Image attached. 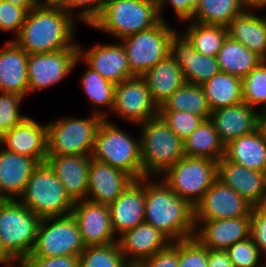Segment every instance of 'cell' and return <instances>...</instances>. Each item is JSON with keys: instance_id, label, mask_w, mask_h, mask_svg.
I'll return each instance as SVG.
<instances>
[{"instance_id": "6da1fadb", "label": "cell", "mask_w": 266, "mask_h": 267, "mask_svg": "<svg viewBox=\"0 0 266 267\" xmlns=\"http://www.w3.org/2000/svg\"><path fill=\"white\" fill-rule=\"evenodd\" d=\"M75 19L61 7L36 5L27 13L20 32L12 39L27 54L51 53L78 47Z\"/></svg>"}, {"instance_id": "7a4b0ae2", "label": "cell", "mask_w": 266, "mask_h": 267, "mask_svg": "<svg viewBox=\"0 0 266 267\" xmlns=\"http://www.w3.org/2000/svg\"><path fill=\"white\" fill-rule=\"evenodd\" d=\"M151 179V180H150ZM144 222L172 242L194 237V207L179 197L159 177L145 178Z\"/></svg>"}, {"instance_id": "3957f363", "label": "cell", "mask_w": 266, "mask_h": 267, "mask_svg": "<svg viewBox=\"0 0 266 267\" xmlns=\"http://www.w3.org/2000/svg\"><path fill=\"white\" fill-rule=\"evenodd\" d=\"M139 125L144 178L160 177L185 156L183 141L159 115Z\"/></svg>"}, {"instance_id": "277c9868", "label": "cell", "mask_w": 266, "mask_h": 267, "mask_svg": "<svg viewBox=\"0 0 266 267\" xmlns=\"http://www.w3.org/2000/svg\"><path fill=\"white\" fill-rule=\"evenodd\" d=\"M160 21L157 0H108L102 14L90 27L120 41L151 29Z\"/></svg>"}, {"instance_id": "5b68a950", "label": "cell", "mask_w": 266, "mask_h": 267, "mask_svg": "<svg viewBox=\"0 0 266 267\" xmlns=\"http://www.w3.org/2000/svg\"><path fill=\"white\" fill-rule=\"evenodd\" d=\"M92 158L118 168L134 179H143L140 139H133L115 123L103 119L99 125Z\"/></svg>"}, {"instance_id": "8992f818", "label": "cell", "mask_w": 266, "mask_h": 267, "mask_svg": "<svg viewBox=\"0 0 266 267\" xmlns=\"http://www.w3.org/2000/svg\"><path fill=\"white\" fill-rule=\"evenodd\" d=\"M18 200L40 219L69 215L74 206L63 184L46 162L33 169Z\"/></svg>"}, {"instance_id": "52a82bcc", "label": "cell", "mask_w": 266, "mask_h": 267, "mask_svg": "<svg viewBox=\"0 0 266 267\" xmlns=\"http://www.w3.org/2000/svg\"><path fill=\"white\" fill-rule=\"evenodd\" d=\"M40 220L19 200L0 201V246L11 259L31 254Z\"/></svg>"}, {"instance_id": "ba28073f", "label": "cell", "mask_w": 266, "mask_h": 267, "mask_svg": "<svg viewBox=\"0 0 266 267\" xmlns=\"http://www.w3.org/2000/svg\"><path fill=\"white\" fill-rule=\"evenodd\" d=\"M103 121L97 114L88 118L62 117L47 123V155H92L96 132Z\"/></svg>"}, {"instance_id": "9c48e42d", "label": "cell", "mask_w": 266, "mask_h": 267, "mask_svg": "<svg viewBox=\"0 0 266 267\" xmlns=\"http://www.w3.org/2000/svg\"><path fill=\"white\" fill-rule=\"evenodd\" d=\"M218 162L213 159L184 156L159 178L193 207L217 179Z\"/></svg>"}, {"instance_id": "30bf717a", "label": "cell", "mask_w": 266, "mask_h": 267, "mask_svg": "<svg viewBox=\"0 0 266 267\" xmlns=\"http://www.w3.org/2000/svg\"><path fill=\"white\" fill-rule=\"evenodd\" d=\"M177 31L161 20L151 29L126 36L120 40L127 53L130 72L142 76L148 69L170 54L172 36Z\"/></svg>"}, {"instance_id": "8fae6325", "label": "cell", "mask_w": 266, "mask_h": 267, "mask_svg": "<svg viewBox=\"0 0 266 267\" xmlns=\"http://www.w3.org/2000/svg\"><path fill=\"white\" fill-rule=\"evenodd\" d=\"M86 248L72 214L40 220L35 245L28 257H79Z\"/></svg>"}, {"instance_id": "7c38bea8", "label": "cell", "mask_w": 266, "mask_h": 267, "mask_svg": "<svg viewBox=\"0 0 266 267\" xmlns=\"http://www.w3.org/2000/svg\"><path fill=\"white\" fill-rule=\"evenodd\" d=\"M80 61L78 47H70L51 53L28 54V94L59 83L74 70Z\"/></svg>"}, {"instance_id": "4fadbf2b", "label": "cell", "mask_w": 266, "mask_h": 267, "mask_svg": "<svg viewBox=\"0 0 266 267\" xmlns=\"http://www.w3.org/2000/svg\"><path fill=\"white\" fill-rule=\"evenodd\" d=\"M158 111L159 107L152 100L146 82L141 76H134L116 84L111 113L114 112L129 123L141 124L158 116Z\"/></svg>"}, {"instance_id": "5bb4252c", "label": "cell", "mask_w": 266, "mask_h": 267, "mask_svg": "<svg viewBox=\"0 0 266 267\" xmlns=\"http://www.w3.org/2000/svg\"><path fill=\"white\" fill-rule=\"evenodd\" d=\"M253 206L218 178L194 207L195 227L203 220L251 215Z\"/></svg>"}, {"instance_id": "9a60e30c", "label": "cell", "mask_w": 266, "mask_h": 267, "mask_svg": "<svg viewBox=\"0 0 266 267\" xmlns=\"http://www.w3.org/2000/svg\"><path fill=\"white\" fill-rule=\"evenodd\" d=\"M86 247L117 242L108 205L83 200L75 202L71 212Z\"/></svg>"}, {"instance_id": "2e32d148", "label": "cell", "mask_w": 266, "mask_h": 267, "mask_svg": "<svg viewBox=\"0 0 266 267\" xmlns=\"http://www.w3.org/2000/svg\"><path fill=\"white\" fill-rule=\"evenodd\" d=\"M0 146L6 151L33 158L38 164L47 159V124L26 116L0 137Z\"/></svg>"}, {"instance_id": "e0dca14e", "label": "cell", "mask_w": 266, "mask_h": 267, "mask_svg": "<svg viewBox=\"0 0 266 267\" xmlns=\"http://www.w3.org/2000/svg\"><path fill=\"white\" fill-rule=\"evenodd\" d=\"M170 55L182 69L186 83L202 85L220 72L217 57L197 52L182 33L172 36Z\"/></svg>"}, {"instance_id": "ac0fdd59", "label": "cell", "mask_w": 266, "mask_h": 267, "mask_svg": "<svg viewBox=\"0 0 266 267\" xmlns=\"http://www.w3.org/2000/svg\"><path fill=\"white\" fill-rule=\"evenodd\" d=\"M251 215L203 220L195 227L194 237L207 249L226 250L238 241L250 237Z\"/></svg>"}, {"instance_id": "d6986e66", "label": "cell", "mask_w": 266, "mask_h": 267, "mask_svg": "<svg viewBox=\"0 0 266 267\" xmlns=\"http://www.w3.org/2000/svg\"><path fill=\"white\" fill-rule=\"evenodd\" d=\"M78 44V57L103 78L118 84L134 77L130 72L127 53L122 43L102 44L84 50ZM84 50V51H83Z\"/></svg>"}, {"instance_id": "ffe728a7", "label": "cell", "mask_w": 266, "mask_h": 267, "mask_svg": "<svg viewBox=\"0 0 266 267\" xmlns=\"http://www.w3.org/2000/svg\"><path fill=\"white\" fill-rule=\"evenodd\" d=\"M217 178L234 189L253 207L266 202V173L228 161H218Z\"/></svg>"}, {"instance_id": "44dd1931", "label": "cell", "mask_w": 266, "mask_h": 267, "mask_svg": "<svg viewBox=\"0 0 266 267\" xmlns=\"http://www.w3.org/2000/svg\"><path fill=\"white\" fill-rule=\"evenodd\" d=\"M117 242L126 261L136 266L172 243L160 230L146 222L118 235Z\"/></svg>"}, {"instance_id": "7402d4cb", "label": "cell", "mask_w": 266, "mask_h": 267, "mask_svg": "<svg viewBox=\"0 0 266 267\" xmlns=\"http://www.w3.org/2000/svg\"><path fill=\"white\" fill-rule=\"evenodd\" d=\"M134 180L121 169L91 158L88 171V201L109 205Z\"/></svg>"}, {"instance_id": "603a6c76", "label": "cell", "mask_w": 266, "mask_h": 267, "mask_svg": "<svg viewBox=\"0 0 266 267\" xmlns=\"http://www.w3.org/2000/svg\"><path fill=\"white\" fill-rule=\"evenodd\" d=\"M91 155H47L46 163L54 171L73 203L87 199Z\"/></svg>"}, {"instance_id": "cb8c5ba5", "label": "cell", "mask_w": 266, "mask_h": 267, "mask_svg": "<svg viewBox=\"0 0 266 267\" xmlns=\"http://www.w3.org/2000/svg\"><path fill=\"white\" fill-rule=\"evenodd\" d=\"M108 208L111 225L117 236L144 222L145 178L134 179Z\"/></svg>"}, {"instance_id": "d4e9b609", "label": "cell", "mask_w": 266, "mask_h": 267, "mask_svg": "<svg viewBox=\"0 0 266 267\" xmlns=\"http://www.w3.org/2000/svg\"><path fill=\"white\" fill-rule=\"evenodd\" d=\"M245 102L212 111L210 120L224 145L238 137L253 133L260 127L261 112Z\"/></svg>"}, {"instance_id": "484cf974", "label": "cell", "mask_w": 266, "mask_h": 267, "mask_svg": "<svg viewBox=\"0 0 266 267\" xmlns=\"http://www.w3.org/2000/svg\"><path fill=\"white\" fill-rule=\"evenodd\" d=\"M0 198L18 200L38 163L31 157L6 151L0 146Z\"/></svg>"}, {"instance_id": "4316f807", "label": "cell", "mask_w": 266, "mask_h": 267, "mask_svg": "<svg viewBox=\"0 0 266 267\" xmlns=\"http://www.w3.org/2000/svg\"><path fill=\"white\" fill-rule=\"evenodd\" d=\"M28 54L13 40L0 49V92L28 94Z\"/></svg>"}, {"instance_id": "83f0119b", "label": "cell", "mask_w": 266, "mask_h": 267, "mask_svg": "<svg viewBox=\"0 0 266 267\" xmlns=\"http://www.w3.org/2000/svg\"><path fill=\"white\" fill-rule=\"evenodd\" d=\"M224 157L235 164L266 173V134L260 126L225 145Z\"/></svg>"}, {"instance_id": "f1b7e54d", "label": "cell", "mask_w": 266, "mask_h": 267, "mask_svg": "<svg viewBox=\"0 0 266 267\" xmlns=\"http://www.w3.org/2000/svg\"><path fill=\"white\" fill-rule=\"evenodd\" d=\"M227 36L266 60V18L247 9L227 26Z\"/></svg>"}, {"instance_id": "f546056e", "label": "cell", "mask_w": 266, "mask_h": 267, "mask_svg": "<svg viewBox=\"0 0 266 267\" xmlns=\"http://www.w3.org/2000/svg\"><path fill=\"white\" fill-rule=\"evenodd\" d=\"M141 77L158 107L186 83L182 69L170 54L148 69Z\"/></svg>"}, {"instance_id": "4dcf8cb0", "label": "cell", "mask_w": 266, "mask_h": 267, "mask_svg": "<svg viewBox=\"0 0 266 267\" xmlns=\"http://www.w3.org/2000/svg\"><path fill=\"white\" fill-rule=\"evenodd\" d=\"M183 151L185 156L213 159L218 162L225 154V145L213 122L206 119L183 141Z\"/></svg>"}, {"instance_id": "1f68e13d", "label": "cell", "mask_w": 266, "mask_h": 267, "mask_svg": "<svg viewBox=\"0 0 266 267\" xmlns=\"http://www.w3.org/2000/svg\"><path fill=\"white\" fill-rule=\"evenodd\" d=\"M211 111L243 102L242 79L226 72H219L201 85Z\"/></svg>"}, {"instance_id": "d6a6232c", "label": "cell", "mask_w": 266, "mask_h": 267, "mask_svg": "<svg viewBox=\"0 0 266 267\" xmlns=\"http://www.w3.org/2000/svg\"><path fill=\"white\" fill-rule=\"evenodd\" d=\"M216 57L221 72L229 73L241 79L262 62V59L255 53L228 36Z\"/></svg>"}, {"instance_id": "836d02e7", "label": "cell", "mask_w": 266, "mask_h": 267, "mask_svg": "<svg viewBox=\"0 0 266 267\" xmlns=\"http://www.w3.org/2000/svg\"><path fill=\"white\" fill-rule=\"evenodd\" d=\"M159 111H186L204 120L210 119L212 113L201 85L190 83H184L167 98L159 106Z\"/></svg>"}, {"instance_id": "e575fe53", "label": "cell", "mask_w": 266, "mask_h": 267, "mask_svg": "<svg viewBox=\"0 0 266 267\" xmlns=\"http://www.w3.org/2000/svg\"><path fill=\"white\" fill-rule=\"evenodd\" d=\"M87 68L80 79L82 90L90 103L92 102V106H94L92 113L108 120L110 117H108L104 109H108L110 112L113 110L116 84L103 78L90 67L87 66ZM100 107H104L102 111Z\"/></svg>"}, {"instance_id": "d590c367", "label": "cell", "mask_w": 266, "mask_h": 267, "mask_svg": "<svg viewBox=\"0 0 266 267\" xmlns=\"http://www.w3.org/2000/svg\"><path fill=\"white\" fill-rule=\"evenodd\" d=\"M247 9L245 0H201L191 21L205 25L227 26Z\"/></svg>"}, {"instance_id": "8d00e7d4", "label": "cell", "mask_w": 266, "mask_h": 267, "mask_svg": "<svg viewBox=\"0 0 266 267\" xmlns=\"http://www.w3.org/2000/svg\"><path fill=\"white\" fill-rule=\"evenodd\" d=\"M185 32H181L193 48L210 57H216L227 38V27L222 25H205L189 20Z\"/></svg>"}, {"instance_id": "74e56055", "label": "cell", "mask_w": 266, "mask_h": 267, "mask_svg": "<svg viewBox=\"0 0 266 267\" xmlns=\"http://www.w3.org/2000/svg\"><path fill=\"white\" fill-rule=\"evenodd\" d=\"M118 242L86 247L79 255V267H129Z\"/></svg>"}, {"instance_id": "f35d334b", "label": "cell", "mask_w": 266, "mask_h": 267, "mask_svg": "<svg viewBox=\"0 0 266 267\" xmlns=\"http://www.w3.org/2000/svg\"><path fill=\"white\" fill-rule=\"evenodd\" d=\"M242 99L250 107L266 110V60H262L242 79Z\"/></svg>"}, {"instance_id": "ab89813d", "label": "cell", "mask_w": 266, "mask_h": 267, "mask_svg": "<svg viewBox=\"0 0 266 267\" xmlns=\"http://www.w3.org/2000/svg\"><path fill=\"white\" fill-rule=\"evenodd\" d=\"M23 99L16 93L0 92V137L26 117L20 113Z\"/></svg>"}, {"instance_id": "60d3db41", "label": "cell", "mask_w": 266, "mask_h": 267, "mask_svg": "<svg viewBox=\"0 0 266 267\" xmlns=\"http://www.w3.org/2000/svg\"><path fill=\"white\" fill-rule=\"evenodd\" d=\"M158 115L182 141L204 121L201 116L186 111H158Z\"/></svg>"}, {"instance_id": "b9f144b4", "label": "cell", "mask_w": 266, "mask_h": 267, "mask_svg": "<svg viewBox=\"0 0 266 267\" xmlns=\"http://www.w3.org/2000/svg\"><path fill=\"white\" fill-rule=\"evenodd\" d=\"M234 267H262L259 263L262 253L250 237L238 241L225 250Z\"/></svg>"}, {"instance_id": "7bdbcfd3", "label": "cell", "mask_w": 266, "mask_h": 267, "mask_svg": "<svg viewBox=\"0 0 266 267\" xmlns=\"http://www.w3.org/2000/svg\"><path fill=\"white\" fill-rule=\"evenodd\" d=\"M179 267H207L208 249L195 237L178 241Z\"/></svg>"}, {"instance_id": "ee69618b", "label": "cell", "mask_w": 266, "mask_h": 267, "mask_svg": "<svg viewBox=\"0 0 266 267\" xmlns=\"http://www.w3.org/2000/svg\"><path fill=\"white\" fill-rule=\"evenodd\" d=\"M107 1L108 0H67L66 4L62 8L66 10L76 21L79 20L88 26H91L102 14ZM76 8L80 11H77Z\"/></svg>"}, {"instance_id": "f6af8a7d", "label": "cell", "mask_w": 266, "mask_h": 267, "mask_svg": "<svg viewBox=\"0 0 266 267\" xmlns=\"http://www.w3.org/2000/svg\"><path fill=\"white\" fill-rule=\"evenodd\" d=\"M27 13L24 8L0 0V31L14 32L16 36L25 22Z\"/></svg>"}, {"instance_id": "bcb514c9", "label": "cell", "mask_w": 266, "mask_h": 267, "mask_svg": "<svg viewBox=\"0 0 266 267\" xmlns=\"http://www.w3.org/2000/svg\"><path fill=\"white\" fill-rule=\"evenodd\" d=\"M250 236L266 260V202L252 209Z\"/></svg>"}, {"instance_id": "7dc6e473", "label": "cell", "mask_w": 266, "mask_h": 267, "mask_svg": "<svg viewBox=\"0 0 266 267\" xmlns=\"http://www.w3.org/2000/svg\"><path fill=\"white\" fill-rule=\"evenodd\" d=\"M138 267H179L178 241L172 242L166 249L144 259Z\"/></svg>"}, {"instance_id": "c3c4849f", "label": "cell", "mask_w": 266, "mask_h": 267, "mask_svg": "<svg viewBox=\"0 0 266 267\" xmlns=\"http://www.w3.org/2000/svg\"><path fill=\"white\" fill-rule=\"evenodd\" d=\"M27 267H79V257H27L24 259Z\"/></svg>"}, {"instance_id": "681fc988", "label": "cell", "mask_w": 266, "mask_h": 267, "mask_svg": "<svg viewBox=\"0 0 266 267\" xmlns=\"http://www.w3.org/2000/svg\"><path fill=\"white\" fill-rule=\"evenodd\" d=\"M172 6V9L175 12L176 18L181 21L185 22L189 21V2L188 0H157V9L159 13V17L161 20L165 21V18L162 16V9L164 5Z\"/></svg>"}, {"instance_id": "f907efd6", "label": "cell", "mask_w": 266, "mask_h": 267, "mask_svg": "<svg viewBox=\"0 0 266 267\" xmlns=\"http://www.w3.org/2000/svg\"><path fill=\"white\" fill-rule=\"evenodd\" d=\"M207 267H234L225 250L208 249Z\"/></svg>"}, {"instance_id": "816d5d0a", "label": "cell", "mask_w": 266, "mask_h": 267, "mask_svg": "<svg viewBox=\"0 0 266 267\" xmlns=\"http://www.w3.org/2000/svg\"><path fill=\"white\" fill-rule=\"evenodd\" d=\"M13 5L24 8L27 12L32 10L37 5V0H4Z\"/></svg>"}, {"instance_id": "f5cc1de1", "label": "cell", "mask_w": 266, "mask_h": 267, "mask_svg": "<svg viewBox=\"0 0 266 267\" xmlns=\"http://www.w3.org/2000/svg\"><path fill=\"white\" fill-rule=\"evenodd\" d=\"M66 2L67 0H37L38 5L61 8L66 4Z\"/></svg>"}, {"instance_id": "db71d44e", "label": "cell", "mask_w": 266, "mask_h": 267, "mask_svg": "<svg viewBox=\"0 0 266 267\" xmlns=\"http://www.w3.org/2000/svg\"><path fill=\"white\" fill-rule=\"evenodd\" d=\"M247 5L248 9H250L251 11L255 10V12L257 13L256 10L266 8V0H250Z\"/></svg>"}, {"instance_id": "11a10c76", "label": "cell", "mask_w": 266, "mask_h": 267, "mask_svg": "<svg viewBox=\"0 0 266 267\" xmlns=\"http://www.w3.org/2000/svg\"><path fill=\"white\" fill-rule=\"evenodd\" d=\"M189 2V20L193 18L194 11L199 6L201 0H188Z\"/></svg>"}, {"instance_id": "9f6ffc18", "label": "cell", "mask_w": 266, "mask_h": 267, "mask_svg": "<svg viewBox=\"0 0 266 267\" xmlns=\"http://www.w3.org/2000/svg\"><path fill=\"white\" fill-rule=\"evenodd\" d=\"M16 261V263H15ZM13 263V265H12ZM15 263V264H14ZM15 265H19V266H15ZM5 267H27L26 262L24 261V259H11L9 262L4 263Z\"/></svg>"}, {"instance_id": "6f0895ef", "label": "cell", "mask_w": 266, "mask_h": 267, "mask_svg": "<svg viewBox=\"0 0 266 267\" xmlns=\"http://www.w3.org/2000/svg\"><path fill=\"white\" fill-rule=\"evenodd\" d=\"M11 260V258L4 252V250L0 246V264L7 263Z\"/></svg>"}, {"instance_id": "680465c9", "label": "cell", "mask_w": 266, "mask_h": 267, "mask_svg": "<svg viewBox=\"0 0 266 267\" xmlns=\"http://www.w3.org/2000/svg\"><path fill=\"white\" fill-rule=\"evenodd\" d=\"M260 112H261L260 126L262 127V129L264 130L266 134V111H260Z\"/></svg>"}]
</instances>
